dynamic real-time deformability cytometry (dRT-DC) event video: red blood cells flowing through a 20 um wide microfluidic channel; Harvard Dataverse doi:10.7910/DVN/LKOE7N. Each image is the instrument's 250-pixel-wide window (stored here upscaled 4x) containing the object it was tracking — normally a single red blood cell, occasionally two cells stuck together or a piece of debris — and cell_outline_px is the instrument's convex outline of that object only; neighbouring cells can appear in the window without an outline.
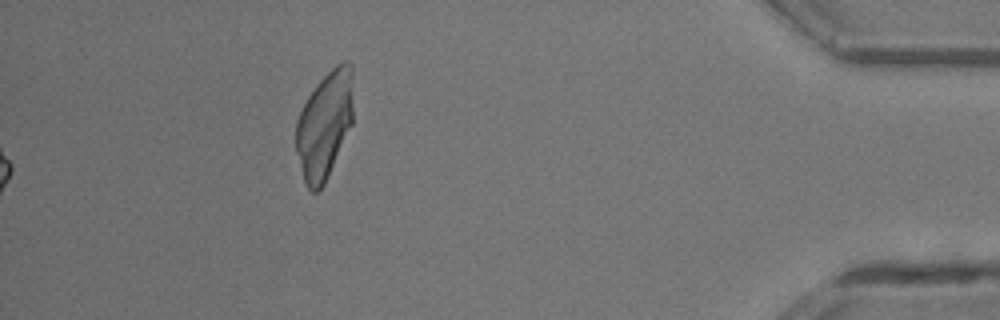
{"species": "common noctule bat (a hibernating species)", "species_latin": "Nyctalus noctula", "temperature_condition": "room temperature", "stored_images_in_passage": 43, "segment_of_instrument_passage": [2, 2], "camera_frame_rate_fps": 3000, "um_per_image_px": 0.085, "animal": {"sex": "male", "body_mass_g": 13.3}, "frame": {"image": 1, "passage_image": 43, "time_ms": 14.0, "image_size_px": [1000, 320], "cell_outline_px": [[352, 124], [328, 176], [324, 184], [316, 192], [312, 192], [308, 188], [304, 180], [296, 152], [296, 120], [308, 96], [316, 84], [336, 64], [344, 60], [348, 60], [352, 64]], "centroid_in_image_um": [27.59, 10.59], "position_along_channel_um": 407.6, "area_um2": 35.66}}